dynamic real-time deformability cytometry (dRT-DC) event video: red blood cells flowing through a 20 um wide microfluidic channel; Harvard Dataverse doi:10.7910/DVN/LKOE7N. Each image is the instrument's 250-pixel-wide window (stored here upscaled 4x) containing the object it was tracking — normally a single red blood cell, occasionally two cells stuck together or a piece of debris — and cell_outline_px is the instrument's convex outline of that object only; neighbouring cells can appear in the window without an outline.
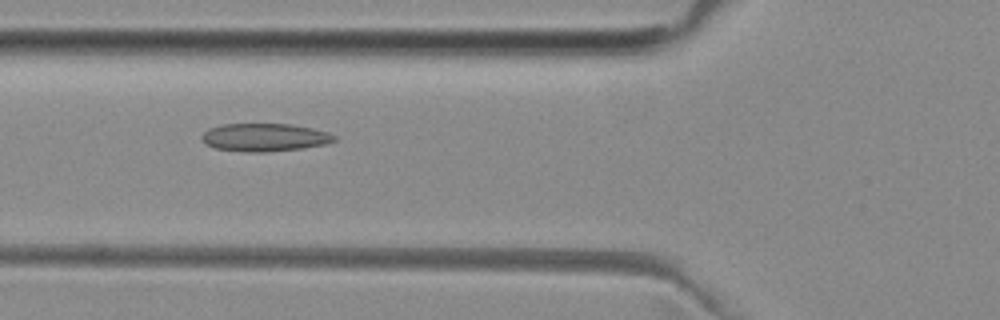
{"species": "common noctule bat (a hibernating species)", "species_latin": "Nyctalus noctula", "temperature_condition": "room temperature", "stored_images_in_passage": 37, "camera_frame_rate_fps": 3000, "um_per_image_px": 0.085, "animal": {"sex": "female", "body_mass_g": 29.2, "forearm_length_mm": 56.3}, "frame": {"image": 1, "passage_image": 9, "time_ms": 2.667, "image_size_px": [1000, 320], "cell_outline_px": [[336, 140], [324, 144], [300, 148], [268, 152], [248, 152], [216, 148], [204, 144], [200, 136], [208, 128], [220, 124], [292, 124], [312, 128], [328, 132], [336, 136]], "centroid_in_image_um": [22.45, 11.67], "position_along_channel_um": 103.3, "area_um2": 21.62}}
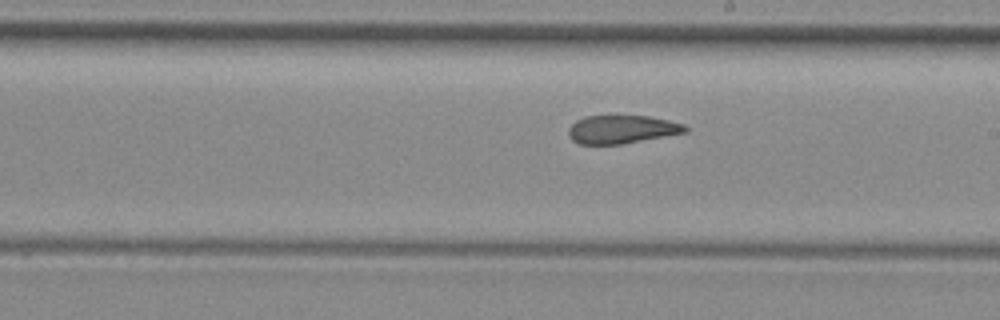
{"frame": {"image": 2, "passage_image": 19, "time_ms": 6.0, "image_size_px": [1000, 320], "cell_outline_px": [[688, 132], [620, 144], [580, 144], [572, 140], [568, 136], [568, 128], [576, 120], [584, 116], [648, 116], [668, 120], [684, 124], [688, 128]], "centroid_in_image_um": [52.84, 10.99], "position_along_channel_um": 236.2, "area_um2": 19.19}}
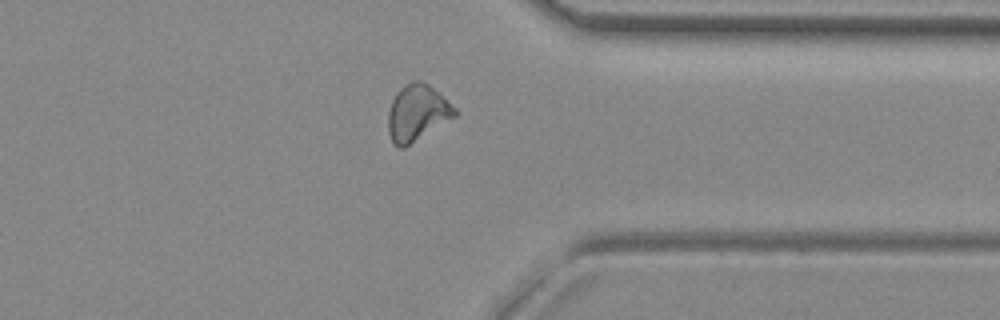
{"frame": {"image": 3, "passage_image": 30, "time_ms": 9.667, "image_size_px": [1000, 320], "cell_outline_px": [[460, 112], [456, 116], [404, 148], [400, 148], [392, 140], [388, 132], [388, 112], [392, 100], [396, 92], [404, 84], [412, 80], [424, 80], [456, 108]], "centroid_in_image_um": [35.46, 9.56], "position_along_channel_um": 375.9, "area_um2": 21.91}}